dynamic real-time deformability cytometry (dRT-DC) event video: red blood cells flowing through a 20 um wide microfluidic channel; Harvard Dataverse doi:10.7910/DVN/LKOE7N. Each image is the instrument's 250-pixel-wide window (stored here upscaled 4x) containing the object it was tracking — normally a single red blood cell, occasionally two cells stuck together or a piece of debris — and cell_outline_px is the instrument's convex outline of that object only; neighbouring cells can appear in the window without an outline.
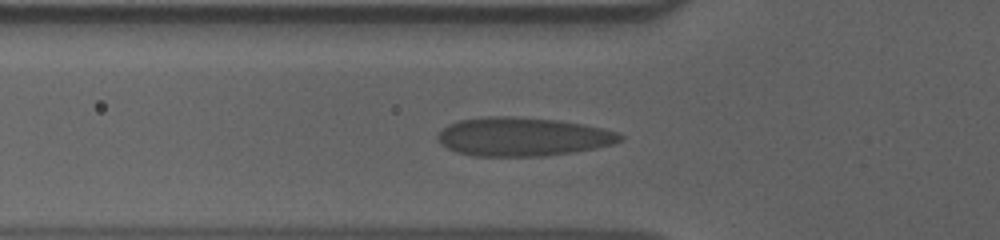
{"species": "human", "species_latin": "Homo sapiens", "temperature_condition": "cold", "stored_images_in_passage": 33, "camera_frame_rate_fps": 3000, "um_per_image_px": 0.085, "donor": {"sex": "male"}, "frame": {"image": 1, "passage_image": 2, "time_ms": 0.333, "image_size_px": [1000, 240], "cell_outline_px": [[624, 140], [616, 144], [596, 148], [572, 152], [544, 156], [476, 156], [456, 152], [440, 144], [436, 140], [436, 136], [448, 124], [460, 120], [488, 116], [512, 116], [560, 120], [584, 124], [616, 132], [624, 136]], "centroid_in_image_um": [44.44, 11.62], "position_along_channel_um": 81.4, "area_um2": 41.33}}
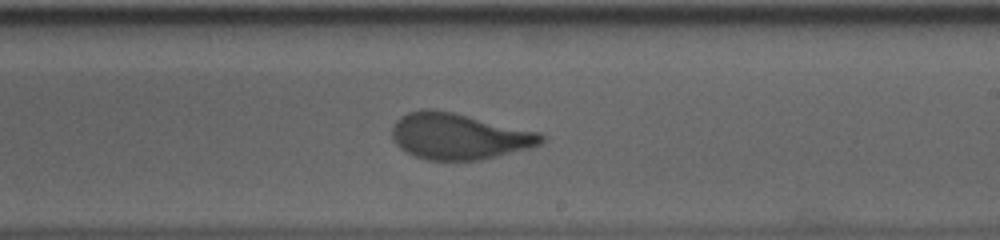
{"frame": {"image": 2, "passage_image": 16, "time_ms": 5.0, "image_size_px": [1000, 240], "cell_outline_px": [[544, 140], [540, 144], [528, 148], [480, 160], [424, 160], [400, 148], [392, 140], [392, 128], [396, 120], [400, 116], [408, 112], [424, 108], [432, 108], [452, 112], [540, 132], [544, 136]], "centroid_in_image_um": [38.97, 11.57], "position_along_channel_um": 250.0, "area_um2": 40.06}}
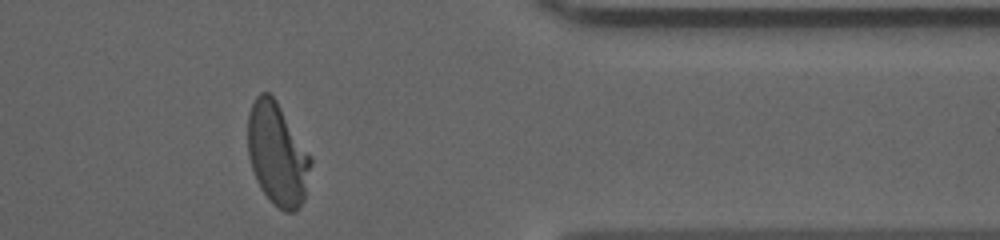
{"frame": {"image": 3, "passage_image": 29, "time_ms": 9.333, "image_size_px": [1000, 240], "cell_outline_px": [[312, 164], [304, 200], [296, 212], [284, 212], [260, 188], [256, 180], [248, 156], [248, 112], [256, 96], [260, 92], [268, 92], [276, 100], [312, 156]], "centroid_in_image_um": [23.59, 13.1], "position_along_channel_um": 387.8, "area_um2": 37.63}, "authors_computed_cell_mechanics": {"area_um2": 39.593, "velocity_mm_per_s": 3.6115, "shape_relaxation_time_tau1_ms": 7.8015, "shape_relaxation_time_tau2_ms": null, "deformation_change_tau1": 0.2274, "deformation_change_tau2": null}}